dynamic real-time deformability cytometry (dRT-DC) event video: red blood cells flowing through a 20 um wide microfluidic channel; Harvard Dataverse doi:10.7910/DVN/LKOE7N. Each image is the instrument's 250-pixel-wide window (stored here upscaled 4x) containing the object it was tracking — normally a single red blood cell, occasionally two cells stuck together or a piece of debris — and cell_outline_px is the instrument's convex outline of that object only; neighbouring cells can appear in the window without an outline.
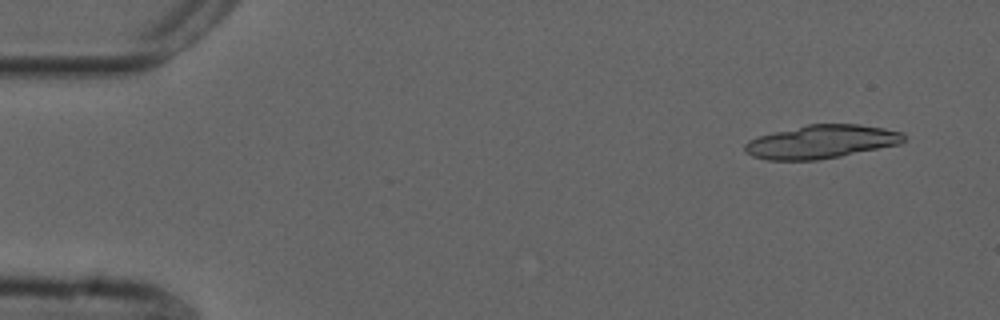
{"species": "common noctule bat (a hibernating species)", "species_latin": "Nyctalus noctula", "temperature_condition": "cold", "stored_images_in_passage": 15, "camera_frame_rate_fps": 3000, "um_per_image_px": 0.085, "animal": {"sex": "male", "forearm_length_mm": 52.5}, "frame": {"image": 1, "passage_image": 1, "time_ms": 0.0, "image_size_px": [1000, 320], "cell_outline_px": [[904, 140], [900, 144], [840, 156], [816, 160], [768, 160], [752, 156], [744, 152], [744, 144], [748, 140], [760, 136], [808, 124], [860, 124], [884, 128], [904, 132]], "centroid_in_image_um": [69.82, 12.05], "position_along_channel_um": 15.2, "area_um2": 30.81}}